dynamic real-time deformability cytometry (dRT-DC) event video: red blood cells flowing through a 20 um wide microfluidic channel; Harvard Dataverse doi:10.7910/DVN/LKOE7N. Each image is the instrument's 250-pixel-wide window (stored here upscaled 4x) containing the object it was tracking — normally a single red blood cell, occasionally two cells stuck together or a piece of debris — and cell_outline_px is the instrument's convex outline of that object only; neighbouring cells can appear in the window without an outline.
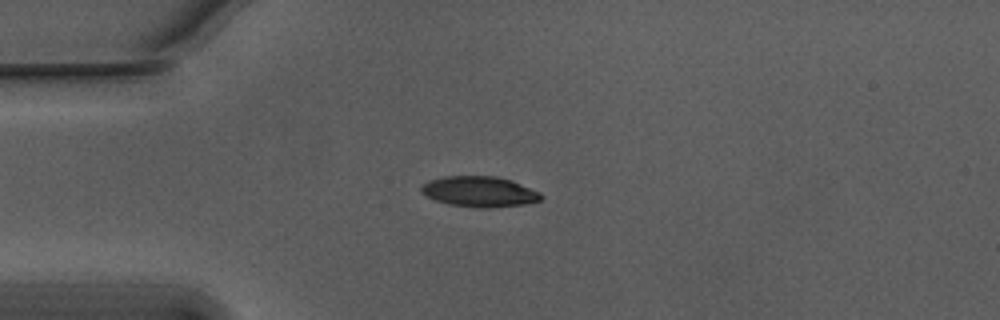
{"species": "Egyptian fruit bat (a non-hibernating species)", "species_latin": "Rousettus aegyptiacus", "temperature_condition": "warm", "stored_images_in_passage": 55, "camera_frame_rate_fps": 3000, "um_per_image_px": 0.085, "animal": {"sex": "male"}, "frame": {"image": 1, "passage_image": 14, "time_ms": 4.333, "image_size_px": [1000, 320], "cell_outline_px": [[544, 196], [540, 200], [528, 204], [488, 208], [480, 208], [448, 204], [436, 200], [420, 192], [420, 188], [428, 180], [444, 176], [496, 176], [512, 180], [540, 192]], "centroid_in_image_um": [40.78, 16.29], "position_along_channel_um": 44.2, "area_um2": 21.44}}
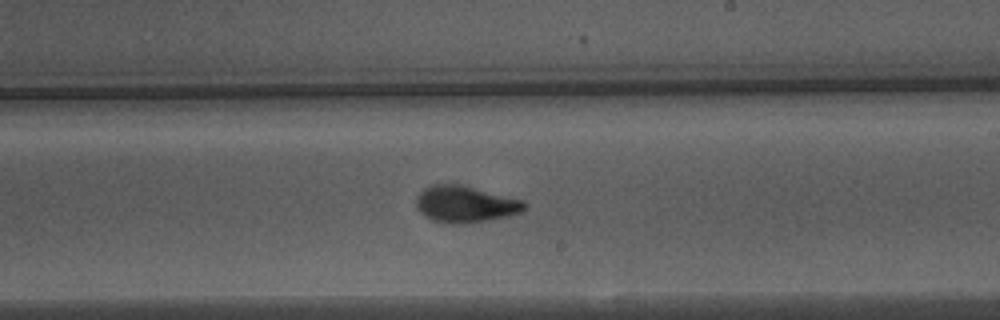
{"frame": {"image": 2, "passage_image": 32, "time_ms": 10.333, "image_size_px": [1000, 320], "cell_outline_px": [[524, 208], [520, 212], [504, 216], [464, 224], [444, 224], [432, 220], [424, 216], [416, 208], [416, 196], [428, 184], [464, 184], [524, 200]], "centroid_in_image_um": [39.47, 17.33], "position_along_channel_um": 249.5, "area_um2": 23.29}}
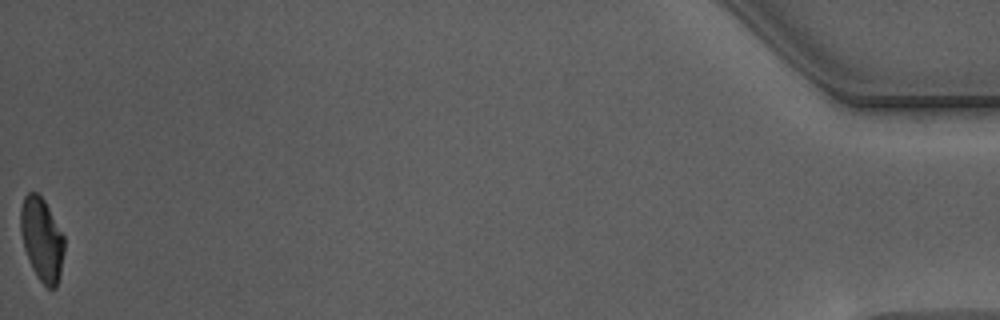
{"frame": {"image": 3, "passage_image": 55, "time_ms": 18.0, "image_size_px": [1000, 320], "cell_outline_px": [[64, 252], [60, 272], [56, 288], [48, 288], [40, 280], [32, 268], [24, 248], [20, 228], [20, 208], [24, 196], [28, 192], [36, 192], [44, 200], [64, 236]], "centroid_in_image_um": [3.54, 20.32], "position_along_channel_um": 431.7, "area_um2": 20.98}, "authors_computed_cell_mechanics": {"area_um2": 21.964, "velocity_mm_per_s": 3.7561, "shape_relaxation_time_tau1_ms": 2.5746, "shape_relaxation_time_tau2_ms": 1.0648, "deformation_change_tau1": 0.1462, "deformation_change_tau2": 0.0612}}